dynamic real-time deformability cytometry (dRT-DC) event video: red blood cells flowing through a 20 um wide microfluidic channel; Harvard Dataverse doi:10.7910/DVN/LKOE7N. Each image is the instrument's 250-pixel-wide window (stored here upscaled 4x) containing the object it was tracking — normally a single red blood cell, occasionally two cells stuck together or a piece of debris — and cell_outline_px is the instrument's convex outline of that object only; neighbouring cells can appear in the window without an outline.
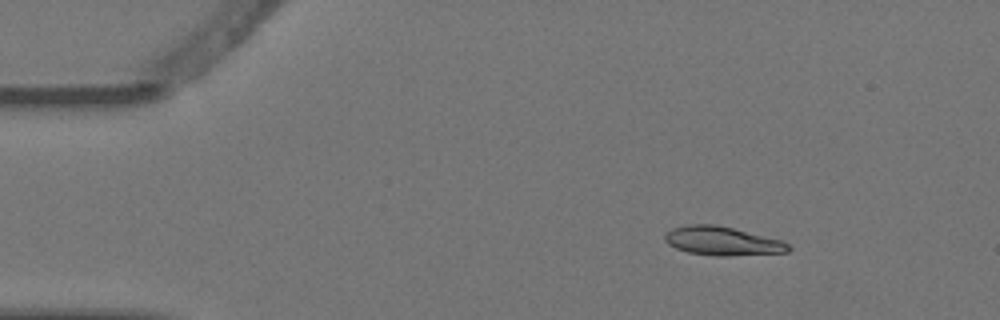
{"species": "Egyptian fruit bat (a non-hibernating species)", "species_latin": "Rousettus aegyptiacus", "temperature_condition": "warm", "stored_images_in_passage": 7, "camera_frame_rate_fps": 3000, "um_per_image_px": 0.085, "animal": {"sex": "female"}, "frame": {"image": 1, "passage_image": 2, "time_ms": 0.333, "image_size_px": [1000, 320], "cell_outline_px": [[792, 248], [788, 252], [728, 256], [716, 256], [688, 252], [676, 248], [668, 244], [664, 240], [664, 236], [672, 228], [688, 224], [716, 224], [784, 240]], "centroid_in_image_um": [61.42, 20.48], "position_along_channel_um": 23.6, "area_um2": 20.87}}
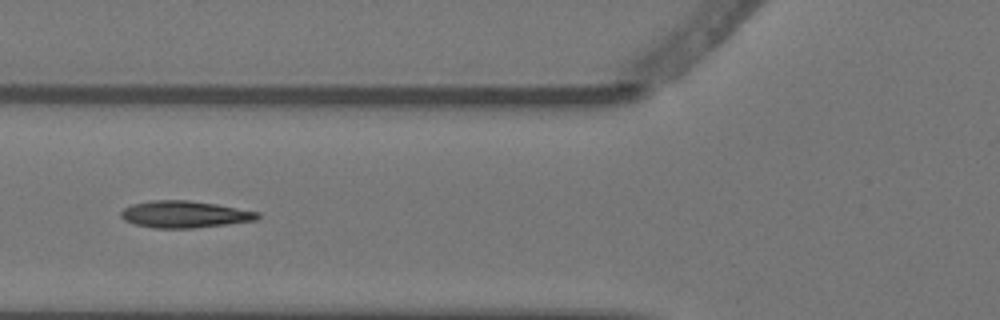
{"frame": {"image": 2, "passage_image": 5, "time_ms": 1.333, "image_size_px": [1000, 320], "cell_outline_px": [[260, 216], [256, 220], [192, 228], [152, 228], [136, 224], [124, 220], [120, 216], [120, 212], [124, 208], [132, 204], [152, 200], [188, 200], [216, 204], [260, 212]], "centroid_in_image_um": [15.66, 18.21], "position_along_channel_um": 110.1, "area_um2": 21.27}}
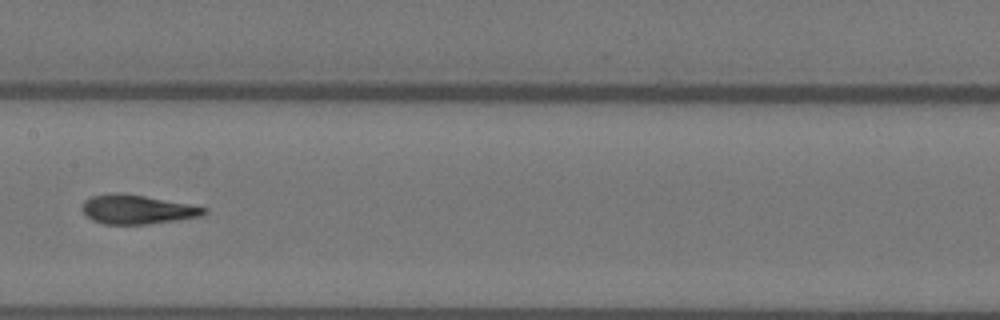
{"frame": {"image": 3, "passage_image": 7, "time_ms": 2.0, "image_size_px": [1000, 320], "cell_outline_px": [[208, 212], [200, 216], [176, 220], [148, 224], [104, 224], [92, 220], [80, 208], [84, 200], [92, 196], [112, 192], [120, 192], [144, 196], [188, 204], [208, 208]], "centroid_in_image_um": [11.62, 17.79], "position_along_channel_um": 195.8, "area_um2": 20.63}}